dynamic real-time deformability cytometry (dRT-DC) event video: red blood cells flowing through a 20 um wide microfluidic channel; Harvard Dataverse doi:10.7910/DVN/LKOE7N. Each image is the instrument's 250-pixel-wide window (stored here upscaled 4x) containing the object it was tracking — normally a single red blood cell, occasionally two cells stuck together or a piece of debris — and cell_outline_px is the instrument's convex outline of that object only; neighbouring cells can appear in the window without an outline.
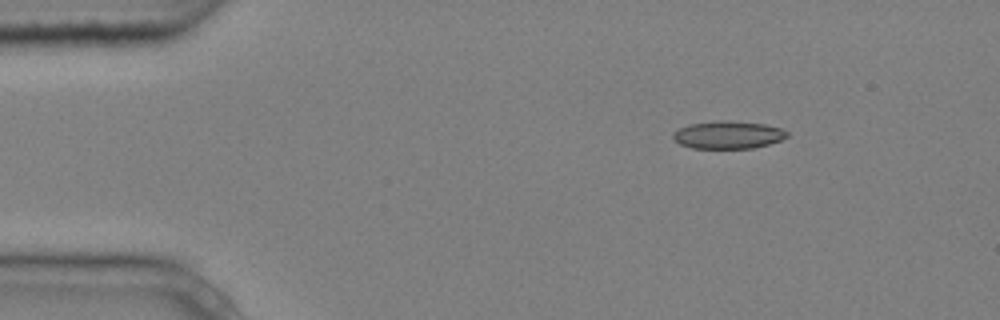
{"species": "common noctule bat (a hibernating species)", "species_latin": "Nyctalus noctula", "temperature_condition": "cold", "stored_images_in_passage": 3, "camera_frame_rate_fps": 3000, "um_per_image_px": 0.085, "animal": {"sex": "male", "body_mass_g": 20.4}, "frame": {"image": 1, "passage_image": 1, "time_ms": 0.0, "image_size_px": [1000, 320], "cell_outline_px": [[788, 136], [780, 140], [768, 144], [752, 148], [692, 148], [680, 144], [672, 136], [672, 132], [688, 124], [716, 120], [728, 120], [764, 124], [780, 128], [788, 132]], "centroid_in_image_um": [61.86, 11.45], "position_along_channel_um": 23.1, "area_um2": 18.38}}